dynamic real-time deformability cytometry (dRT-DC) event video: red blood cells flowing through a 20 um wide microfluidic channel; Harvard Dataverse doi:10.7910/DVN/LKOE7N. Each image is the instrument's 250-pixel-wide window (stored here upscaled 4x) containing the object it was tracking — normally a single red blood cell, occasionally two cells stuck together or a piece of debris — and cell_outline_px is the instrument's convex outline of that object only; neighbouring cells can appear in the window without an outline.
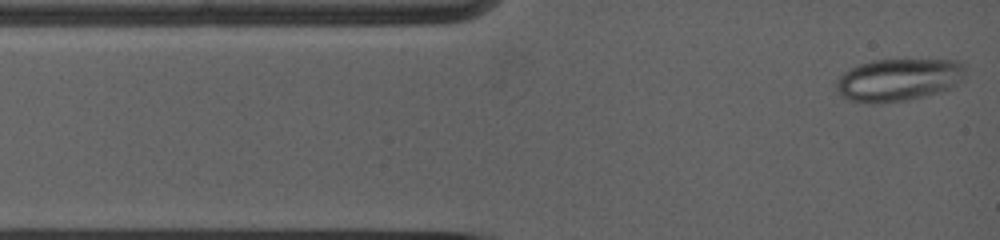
{"species": "common noctule bat (a hibernating species)", "species_latin": "Nyctalus noctula", "temperature_condition": "warm", "stored_images_in_passage": 40, "camera_frame_rate_fps": 5000, "um_per_image_px": 0.085, "animal": {"sex": "female", "body_mass_g": 19.0, "forearm_length_mm": 53.3}, "frame": {"image": 1, "passage_image": 1, "time_ms": 0.0, "image_size_px": [1000, 240], "cell_outline_px": [[964, 80], [940, 92], [908, 100], [880, 104], [868, 104], [844, 100], [836, 92], [836, 80], [844, 72], [860, 64], [872, 60], [960, 60], [964, 64]], "centroid_in_image_um": [76.33, 6.81], "position_along_channel_um": 8.7, "area_um2": 32.43}}
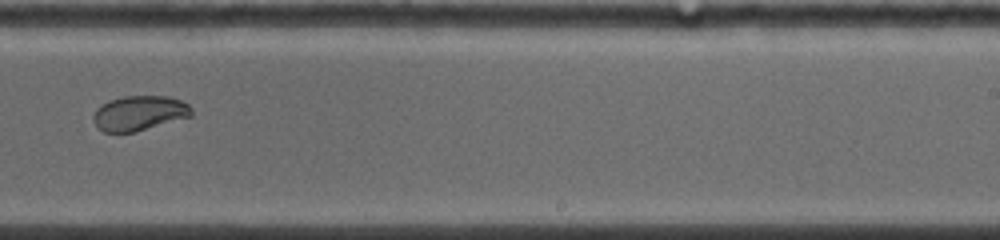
{"frame": {"image": 2, "passage_image": 25, "time_ms": 8.0, "image_size_px": [1000, 240], "cell_outline_px": [[192, 116], [132, 132], [104, 132], [92, 120], [92, 116], [96, 108], [108, 100], [124, 96], [168, 96], [180, 100], [188, 104], [192, 108]], "centroid_in_image_um": [11.82, 9.6], "position_along_channel_um": 277.2, "area_um2": 19.83}}
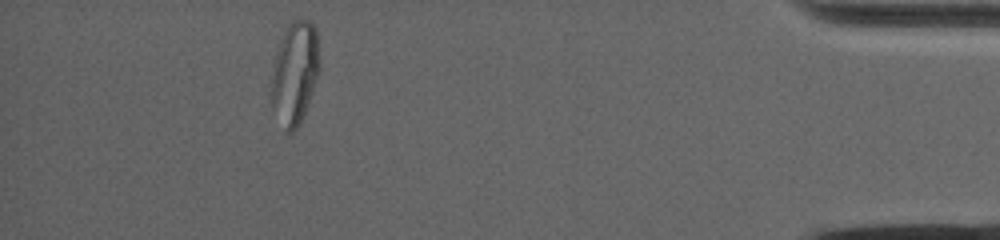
{"frame": {"image": 3, "passage_image": 40, "time_ms": 13.2, "image_size_px": [1000, 240], "cell_outline_px": [[320, 68], [304, 112], [296, 128], [292, 132], [288, 132], [272, 104], [272, 60], [280, 40], [288, 24], [292, 20], [312, 20], [316, 28], [320, 60]], "centroid_in_image_um": [25.07, 6.07], "position_along_channel_um": 410.1, "area_um2": 28.32}, "authors_computed_cell_mechanics": {"area_um2": 23.8136, "velocity_mm_per_s": 3.8952, "shape_relaxation_time_tau1_ms": null, "shape_relaxation_time_tau2_ms": 1.1417, "deformation_change_tau1": null, "deformation_change_tau2": 0.0423}}